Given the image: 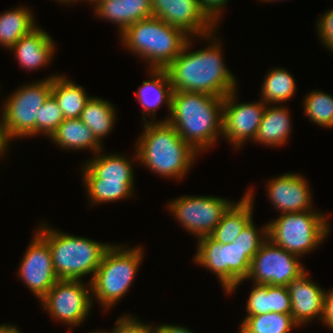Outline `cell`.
<instances>
[{
    "label": "cell",
    "mask_w": 333,
    "mask_h": 333,
    "mask_svg": "<svg viewBox=\"0 0 333 333\" xmlns=\"http://www.w3.org/2000/svg\"><path fill=\"white\" fill-rule=\"evenodd\" d=\"M213 35L202 37L212 40L210 45L193 52L189 51L193 43L189 38L181 53L167 66L173 91L200 92L224 98L237 89L235 75L222 60L221 41L217 42L219 38L215 37L212 39Z\"/></svg>",
    "instance_id": "1"
},
{
    "label": "cell",
    "mask_w": 333,
    "mask_h": 333,
    "mask_svg": "<svg viewBox=\"0 0 333 333\" xmlns=\"http://www.w3.org/2000/svg\"><path fill=\"white\" fill-rule=\"evenodd\" d=\"M223 100L206 93L173 91L168 122L198 153L216 144L222 136Z\"/></svg>",
    "instance_id": "2"
},
{
    "label": "cell",
    "mask_w": 333,
    "mask_h": 333,
    "mask_svg": "<svg viewBox=\"0 0 333 333\" xmlns=\"http://www.w3.org/2000/svg\"><path fill=\"white\" fill-rule=\"evenodd\" d=\"M142 131L135 143L134 159L161 177H185L199 153L168 122L148 121Z\"/></svg>",
    "instance_id": "3"
},
{
    "label": "cell",
    "mask_w": 333,
    "mask_h": 333,
    "mask_svg": "<svg viewBox=\"0 0 333 333\" xmlns=\"http://www.w3.org/2000/svg\"><path fill=\"white\" fill-rule=\"evenodd\" d=\"M119 36L125 48L148 61V70L166 69L190 38L181 29L154 16L133 23Z\"/></svg>",
    "instance_id": "4"
},
{
    "label": "cell",
    "mask_w": 333,
    "mask_h": 333,
    "mask_svg": "<svg viewBox=\"0 0 333 333\" xmlns=\"http://www.w3.org/2000/svg\"><path fill=\"white\" fill-rule=\"evenodd\" d=\"M40 226L36 232L48 243L57 278L81 280L83 276L91 274V282L105 251L111 245L69 235L46 224Z\"/></svg>",
    "instance_id": "5"
},
{
    "label": "cell",
    "mask_w": 333,
    "mask_h": 333,
    "mask_svg": "<svg viewBox=\"0 0 333 333\" xmlns=\"http://www.w3.org/2000/svg\"><path fill=\"white\" fill-rule=\"evenodd\" d=\"M125 247L111 245L90 282L92 298L98 300L103 310L114 307L128 293L142 263L144 251L140 246Z\"/></svg>",
    "instance_id": "6"
},
{
    "label": "cell",
    "mask_w": 333,
    "mask_h": 333,
    "mask_svg": "<svg viewBox=\"0 0 333 333\" xmlns=\"http://www.w3.org/2000/svg\"><path fill=\"white\" fill-rule=\"evenodd\" d=\"M326 215L314 210L283 213L267 224L268 239L301 258L329 235L331 227Z\"/></svg>",
    "instance_id": "7"
},
{
    "label": "cell",
    "mask_w": 333,
    "mask_h": 333,
    "mask_svg": "<svg viewBox=\"0 0 333 333\" xmlns=\"http://www.w3.org/2000/svg\"><path fill=\"white\" fill-rule=\"evenodd\" d=\"M260 248L222 244L210 236L198 238L195 263L216 274L223 291L231 294L248 277L251 262Z\"/></svg>",
    "instance_id": "8"
},
{
    "label": "cell",
    "mask_w": 333,
    "mask_h": 333,
    "mask_svg": "<svg viewBox=\"0 0 333 333\" xmlns=\"http://www.w3.org/2000/svg\"><path fill=\"white\" fill-rule=\"evenodd\" d=\"M57 74L37 82L26 84L4 100L3 114L5 130L11 140L13 138L36 136V119L39 108L52 91V79Z\"/></svg>",
    "instance_id": "9"
},
{
    "label": "cell",
    "mask_w": 333,
    "mask_h": 333,
    "mask_svg": "<svg viewBox=\"0 0 333 333\" xmlns=\"http://www.w3.org/2000/svg\"><path fill=\"white\" fill-rule=\"evenodd\" d=\"M91 283L82 280H58L40 300L44 310L54 320L66 325L80 326L86 320L92 308Z\"/></svg>",
    "instance_id": "10"
},
{
    "label": "cell",
    "mask_w": 333,
    "mask_h": 333,
    "mask_svg": "<svg viewBox=\"0 0 333 333\" xmlns=\"http://www.w3.org/2000/svg\"><path fill=\"white\" fill-rule=\"evenodd\" d=\"M233 202L215 196H182L171 200L168 210L187 232L209 236Z\"/></svg>",
    "instance_id": "11"
},
{
    "label": "cell",
    "mask_w": 333,
    "mask_h": 333,
    "mask_svg": "<svg viewBox=\"0 0 333 333\" xmlns=\"http://www.w3.org/2000/svg\"><path fill=\"white\" fill-rule=\"evenodd\" d=\"M305 271L299 256L284 250L267 238L252 259L246 281L252 279L254 284L287 286Z\"/></svg>",
    "instance_id": "12"
},
{
    "label": "cell",
    "mask_w": 333,
    "mask_h": 333,
    "mask_svg": "<svg viewBox=\"0 0 333 333\" xmlns=\"http://www.w3.org/2000/svg\"><path fill=\"white\" fill-rule=\"evenodd\" d=\"M236 92L229 93L223 100L222 136L239 149L249 139L255 140L267 104L263 100L238 103Z\"/></svg>",
    "instance_id": "13"
},
{
    "label": "cell",
    "mask_w": 333,
    "mask_h": 333,
    "mask_svg": "<svg viewBox=\"0 0 333 333\" xmlns=\"http://www.w3.org/2000/svg\"><path fill=\"white\" fill-rule=\"evenodd\" d=\"M34 233L17 274L30 292L41 300L59 279L53 268L48 243L37 232Z\"/></svg>",
    "instance_id": "14"
},
{
    "label": "cell",
    "mask_w": 333,
    "mask_h": 333,
    "mask_svg": "<svg viewBox=\"0 0 333 333\" xmlns=\"http://www.w3.org/2000/svg\"><path fill=\"white\" fill-rule=\"evenodd\" d=\"M154 17L181 29L190 38L204 37L217 27L201 10L197 0H151Z\"/></svg>",
    "instance_id": "15"
},
{
    "label": "cell",
    "mask_w": 333,
    "mask_h": 333,
    "mask_svg": "<svg viewBox=\"0 0 333 333\" xmlns=\"http://www.w3.org/2000/svg\"><path fill=\"white\" fill-rule=\"evenodd\" d=\"M302 174L284 173L270 179L267 195L280 214L313 210L309 183Z\"/></svg>",
    "instance_id": "16"
},
{
    "label": "cell",
    "mask_w": 333,
    "mask_h": 333,
    "mask_svg": "<svg viewBox=\"0 0 333 333\" xmlns=\"http://www.w3.org/2000/svg\"><path fill=\"white\" fill-rule=\"evenodd\" d=\"M307 271L287 284L291 299V315L299 327L317 316L322 318L326 291L310 280Z\"/></svg>",
    "instance_id": "17"
},
{
    "label": "cell",
    "mask_w": 333,
    "mask_h": 333,
    "mask_svg": "<svg viewBox=\"0 0 333 333\" xmlns=\"http://www.w3.org/2000/svg\"><path fill=\"white\" fill-rule=\"evenodd\" d=\"M55 48V42L50 34L36 26L22 36L10 51H14L21 67L31 71L48 65L54 57Z\"/></svg>",
    "instance_id": "18"
},
{
    "label": "cell",
    "mask_w": 333,
    "mask_h": 333,
    "mask_svg": "<svg viewBox=\"0 0 333 333\" xmlns=\"http://www.w3.org/2000/svg\"><path fill=\"white\" fill-rule=\"evenodd\" d=\"M93 7L95 16L117 24L120 34L133 23L154 16L151 0H102Z\"/></svg>",
    "instance_id": "19"
},
{
    "label": "cell",
    "mask_w": 333,
    "mask_h": 333,
    "mask_svg": "<svg viewBox=\"0 0 333 333\" xmlns=\"http://www.w3.org/2000/svg\"><path fill=\"white\" fill-rule=\"evenodd\" d=\"M151 78L148 81H143L142 85L138 87L135 95L138 102L142 105V119L148 122L146 115H152L151 122H155L156 111L165 104L168 110H171V98L173 94L171 82L166 69H154L150 70Z\"/></svg>",
    "instance_id": "20"
},
{
    "label": "cell",
    "mask_w": 333,
    "mask_h": 333,
    "mask_svg": "<svg viewBox=\"0 0 333 333\" xmlns=\"http://www.w3.org/2000/svg\"><path fill=\"white\" fill-rule=\"evenodd\" d=\"M253 196L250 188L240 201L229 207L209 236L222 244L232 243L253 218Z\"/></svg>",
    "instance_id": "21"
},
{
    "label": "cell",
    "mask_w": 333,
    "mask_h": 333,
    "mask_svg": "<svg viewBox=\"0 0 333 333\" xmlns=\"http://www.w3.org/2000/svg\"><path fill=\"white\" fill-rule=\"evenodd\" d=\"M100 150L90 160L83 164V179H122L134 181L132 161L121 154H101Z\"/></svg>",
    "instance_id": "22"
},
{
    "label": "cell",
    "mask_w": 333,
    "mask_h": 333,
    "mask_svg": "<svg viewBox=\"0 0 333 333\" xmlns=\"http://www.w3.org/2000/svg\"><path fill=\"white\" fill-rule=\"evenodd\" d=\"M288 108L284 106L270 107L266 105L262 121L259 125L255 142L266 146H281L289 139L291 132V116Z\"/></svg>",
    "instance_id": "23"
},
{
    "label": "cell",
    "mask_w": 333,
    "mask_h": 333,
    "mask_svg": "<svg viewBox=\"0 0 333 333\" xmlns=\"http://www.w3.org/2000/svg\"><path fill=\"white\" fill-rule=\"evenodd\" d=\"M50 139L63 150L89 149L94 155L103 150V143L96 140L91 129L80 118L64 119Z\"/></svg>",
    "instance_id": "24"
},
{
    "label": "cell",
    "mask_w": 333,
    "mask_h": 333,
    "mask_svg": "<svg viewBox=\"0 0 333 333\" xmlns=\"http://www.w3.org/2000/svg\"><path fill=\"white\" fill-rule=\"evenodd\" d=\"M51 94L55 97L64 119L80 118L90 96L80 85L58 75L52 79Z\"/></svg>",
    "instance_id": "25"
},
{
    "label": "cell",
    "mask_w": 333,
    "mask_h": 333,
    "mask_svg": "<svg viewBox=\"0 0 333 333\" xmlns=\"http://www.w3.org/2000/svg\"><path fill=\"white\" fill-rule=\"evenodd\" d=\"M33 12L25 6L0 14V45L11 49L19 39L36 27Z\"/></svg>",
    "instance_id": "26"
},
{
    "label": "cell",
    "mask_w": 333,
    "mask_h": 333,
    "mask_svg": "<svg viewBox=\"0 0 333 333\" xmlns=\"http://www.w3.org/2000/svg\"><path fill=\"white\" fill-rule=\"evenodd\" d=\"M115 113L111 102L91 96L81 112L80 119L91 129L96 140L101 143L115 126Z\"/></svg>",
    "instance_id": "27"
},
{
    "label": "cell",
    "mask_w": 333,
    "mask_h": 333,
    "mask_svg": "<svg viewBox=\"0 0 333 333\" xmlns=\"http://www.w3.org/2000/svg\"><path fill=\"white\" fill-rule=\"evenodd\" d=\"M83 181L91 205L127 199L134 194V181L113 178L83 179Z\"/></svg>",
    "instance_id": "28"
},
{
    "label": "cell",
    "mask_w": 333,
    "mask_h": 333,
    "mask_svg": "<svg viewBox=\"0 0 333 333\" xmlns=\"http://www.w3.org/2000/svg\"><path fill=\"white\" fill-rule=\"evenodd\" d=\"M265 76L260 93L261 100L267 105L287 102L295 95V80L286 69L273 68Z\"/></svg>",
    "instance_id": "29"
},
{
    "label": "cell",
    "mask_w": 333,
    "mask_h": 333,
    "mask_svg": "<svg viewBox=\"0 0 333 333\" xmlns=\"http://www.w3.org/2000/svg\"><path fill=\"white\" fill-rule=\"evenodd\" d=\"M299 326L291 314L266 313L246 316L242 320L239 333H290Z\"/></svg>",
    "instance_id": "30"
},
{
    "label": "cell",
    "mask_w": 333,
    "mask_h": 333,
    "mask_svg": "<svg viewBox=\"0 0 333 333\" xmlns=\"http://www.w3.org/2000/svg\"><path fill=\"white\" fill-rule=\"evenodd\" d=\"M305 115L321 127L333 128V96L319 90L310 91L304 98Z\"/></svg>",
    "instance_id": "31"
},
{
    "label": "cell",
    "mask_w": 333,
    "mask_h": 333,
    "mask_svg": "<svg viewBox=\"0 0 333 333\" xmlns=\"http://www.w3.org/2000/svg\"><path fill=\"white\" fill-rule=\"evenodd\" d=\"M38 110L36 135L42 133L50 138L64 120L61 109L55 97L50 94Z\"/></svg>",
    "instance_id": "32"
},
{
    "label": "cell",
    "mask_w": 333,
    "mask_h": 333,
    "mask_svg": "<svg viewBox=\"0 0 333 333\" xmlns=\"http://www.w3.org/2000/svg\"><path fill=\"white\" fill-rule=\"evenodd\" d=\"M253 285L246 304L247 316L270 313L268 285Z\"/></svg>",
    "instance_id": "33"
},
{
    "label": "cell",
    "mask_w": 333,
    "mask_h": 333,
    "mask_svg": "<svg viewBox=\"0 0 333 333\" xmlns=\"http://www.w3.org/2000/svg\"><path fill=\"white\" fill-rule=\"evenodd\" d=\"M267 238V223L259 230L252 219L232 243L240 247L260 248Z\"/></svg>",
    "instance_id": "34"
},
{
    "label": "cell",
    "mask_w": 333,
    "mask_h": 333,
    "mask_svg": "<svg viewBox=\"0 0 333 333\" xmlns=\"http://www.w3.org/2000/svg\"><path fill=\"white\" fill-rule=\"evenodd\" d=\"M270 312L291 314V299L287 286L268 285Z\"/></svg>",
    "instance_id": "35"
},
{
    "label": "cell",
    "mask_w": 333,
    "mask_h": 333,
    "mask_svg": "<svg viewBox=\"0 0 333 333\" xmlns=\"http://www.w3.org/2000/svg\"><path fill=\"white\" fill-rule=\"evenodd\" d=\"M107 333H155L153 325L144 324L136 317L122 315L115 323L114 329Z\"/></svg>",
    "instance_id": "36"
},
{
    "label": "cell",
    "mask_w": 333,
    "mask_h": 333,
    "mask_svg": "<svg viewBox=\"0 0 333 333\" xmlns=\"http://www.w3.org/2000/svg\"><path fill=\"white\" fill-rule=\"evenodd\" d=\"M317 24L319 38L328 50L333 51V8L321 15Z\"/></svg>",
    "instance_id": "37"
},
{
    "label": "cell",
    "mask_w": 333,
    "mask_h": 333,
    "mask_svg": "<svg viewBox=\"0 0 333 333\" xmlns=\"http://www.w3.org/2000/svg\"><path fill=\"white\" fill-rule=\"evenodd\" d=\"M201 10L205 15L216 25L218 26V21H220V15L222 9L228 4V0H197Z\"/></svg>",
    "instance_id": "38"
},
{
    "label": "cell",
    "mask_w": 333,
    "mask_h": 333,
    "mask_svg": "<svg viewBox=\"0 0 333 333\" xmlns=\"http://www.w3.org/2000/svg\"><path fill=\"white\" fill-rule=\"evenodd\" d=\"M321 321L333 330V288L325 293Z\"/></svg>",
    "instance_id": "39"
},
{
    "label": "cell",
    "mask_w": 333,
    "mask_h": 333,
    "mask_svg": "<svg viewBox=\"0 0 333 333\" xmlns=\"http://www.w3.org/2000/svg\"><path fill=\"white\" fill-rule=\"evenodd\" d=\"M1 110L2 113L0 116V158H2L1 156L4 157V154L6 153V151H8V146L11 143L5 130L3 108Z\"/></svg>",
    "instance_id": "40"
},
{
    "label": "cell",
    "mask_w": 333,
    "mask_h": 333,
    "mask_svg": "<svg viewBox=\"0 0 333 333\" xmlns=\"http://www.w3.org/2000/svg\"><path fill=\"white\" fill-rule=\"evenodd\" d=\"M155 333H193L186 327H182L181 325H170V324H161L157 326H153Z\"/></svg>",
    "instance_id": "41"
},
{
    "label": "cell",
    "mask_w": 333,
    "mask_h": 333,
    "mask_svg": "<svg viewBox=\"0 0 333 333\" xmlns=\"http://www.w3.org/2000/svg\"><path fill=\"white\" fill-rule=\"evenodd\" d=\"M0 333H21L19 328L14 324H1L0 325Z\"/></svg>",
    "instance_id": "42"
},
{
    "label": "cell",
    "mask_w": 333,
    "mask_h": 333,
    "mask_svg": "<svg viewBox=\"0 0 333 333\" xmlns=\"http://www.w3.org/2000/svg\"><path fill=\"white\" fill-rule=\"evenodd\" d=\"M54 1H55V0H54ZM56 1L61 2V3H65V4H67V3L70 4V2H71V3L74 2V0H56Z\"/></svg>",
    "instance_id": "43"
},
{
    "label": "cell",
    "mask_w": 333,
    "mask_h": 333,
    "mask_svg": "<svg viewBox=\"0 0 333 333\" xmlns=\"http://www.w3.org/2000/svg\"><path fill=\"white\" fill-rule=\"evenodd\" d=\"M100 1H102V0H90L89 2L91 3V5L95 6Z\"/></svg>",
    "instance_id": "44"
},
{
    "label": "cell",
    "mask_w": 333,
    "mask_h": 333,
    "mask_svg": "<svg viewBox=\"0 0 333 333\" xmlns=\"http://www.w3.org/2000/svg\"><path fill=\"white\" fill-rule=\"evenodd\" d=\"M261 1H264V2H271V1L273 2V1H276L277 2L278 0H261Z\"/></svg>",
    "instance_id": "45"
},
{
    "label": "cell",
    "mask_w": 333,
    "mask_h": 333,
    "mask_svg": "<svg viewBox=\"0 0 333 333\" xmlns=\"http://www.w3.org/2000/svg\"><path fill=\"white\" fill-rule=\"evenodd\" d=\"M90 333H107L106 331L103 332V331H95V332H90Z\"/></svg>",
    "instance_id": "46"
},
{
    "label": "cell",
    "mask_w": 333,
    "mask_h": 333,
    "mask_svg": "<svg viewBox=\"0 0 333 333\" xmlns=\"http://www.w3.org/2000/svg\"><path fill=\"white\" fill-rule=\"evenodd\" d=\"M77 1H80V0H74V3L76 2L77 3ZM82 1H85V0H82ZM88 1V3H89V1L90 0H86V2Z\"/></svg>",
    "instance_id": "47"
}]
</instances>
